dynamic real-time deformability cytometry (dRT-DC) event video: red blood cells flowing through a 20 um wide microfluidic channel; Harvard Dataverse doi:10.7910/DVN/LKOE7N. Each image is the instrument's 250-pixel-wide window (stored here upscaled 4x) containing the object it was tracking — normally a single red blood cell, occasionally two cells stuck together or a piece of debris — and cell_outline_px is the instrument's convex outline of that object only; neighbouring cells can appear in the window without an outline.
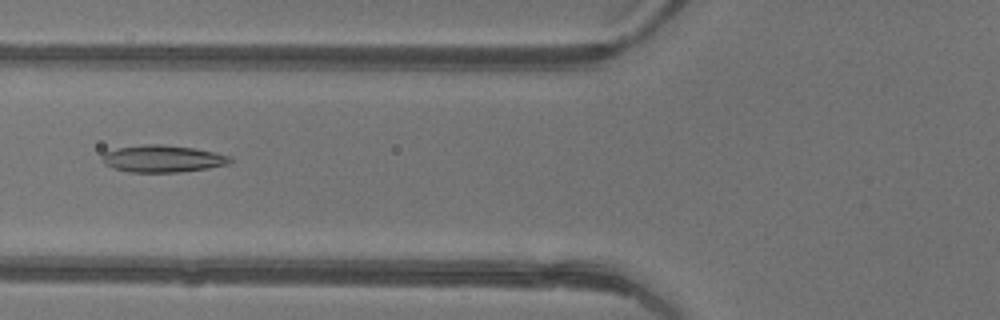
{"species": "common noctule bat (a hibernating species)", "species_latin": "Nyctalus noctula", "temperature_condition": "warm", "stored_images_in_passage": 40, "camera_frame_rate_fps": 3000, "um_per_image_px": 0.085, "animal": {"sex": "female"}, "frame": {"image": 1, "passage_image": 12, "time_ms": 3.667, "image_size_px": [1000, 320], "cell_outline_px": [[232, 160], [228, 164], [208, 168], [180, 172], [128, 172], [112, 168], [104, 164], [100, 156], [104, 152], [116, 148], [144, 144], [160, 144], [196, 148], [216, 152], [232, 156]], "centroid_in_image_um": [13.81, 13.48], "position_along_channel_um": 112.0, "area_um2": 20.46}}
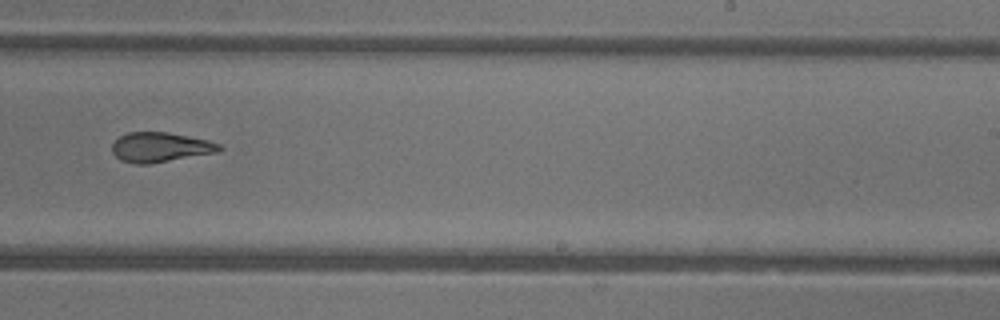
{"frame": {"image": 2, "passage_image": 23, "time_ms": 7.333, "image_size_px": [1000, 320], "cell_outline_px": [[224, 148], [216, 152], [148, 164], [136, 164], [120, 160], [112, 152], [112, 144], [120, 136], [128, 132], [168, 132], [208, 140], [220, 144]], "centroid_in_image_um": [13.61, 12.51], "position_along_channel_um": 275.4, "area_um2": 18.44}}
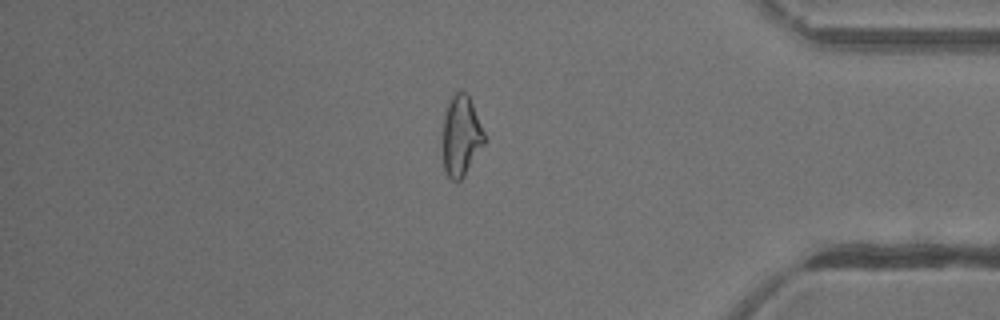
{"frame": {"image": 3, "passage_image": 33, "time_ms": 10.667, "image_size_px": [1000, 320], "cell_outline_px": [[484, 144], [464, 176], [460, 180], [452, 180], [448, 176], [444, 168], [440, 148], [440, 140], [444, 108], [448, 100], [456, 92], [464, 92], [468, 96], [472, 104], [484, 132]], "centroid_in_image_um": [39.11, 11.56], "position_along_channel_um": 396.1, "area_um2": 20.06}, "authors_computed_cell_mechanics": {"area_um2": 19.8254, "velocity_mm_per_s": 4.4534, "shape_relaxation_time_tau1_ms": 11.3068, "shape_relaxation_time_tau2_ms": 1.8519, "deformation_change_tau1": 0.2916, "deformation_change_tau2": 0.104}}